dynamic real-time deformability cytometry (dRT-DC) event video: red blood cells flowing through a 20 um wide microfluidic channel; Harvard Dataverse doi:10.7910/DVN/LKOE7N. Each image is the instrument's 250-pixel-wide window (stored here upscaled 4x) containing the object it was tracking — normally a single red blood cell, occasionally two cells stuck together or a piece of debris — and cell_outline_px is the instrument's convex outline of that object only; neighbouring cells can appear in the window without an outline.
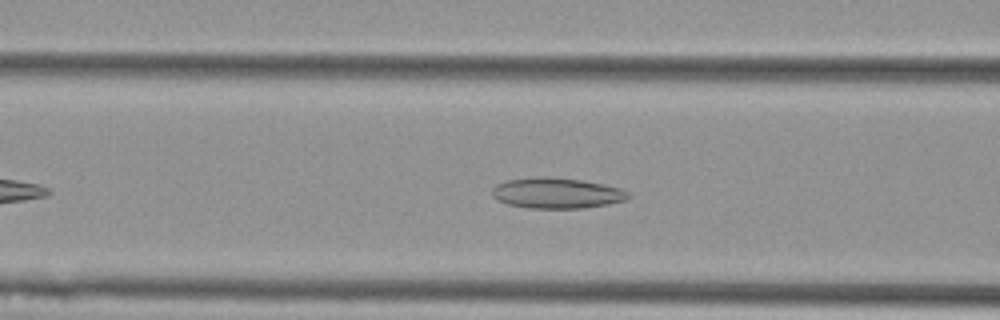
{"species": "Egyptian fruit bat (a non-hibernating species)", "species_latin": "Rousettus aegyptiacus", "temperature_condition": "cold", "stored_images_in_passage": 40, "camera_frame_rate_fps": 3000, "um_per_image_px": 0.085, "animal": {"sex": "female"}, "frame": {"image": 1, "passage_image": 6, "time_ms": 1.667, "image_size_px": [1000, 320], "cell_outline_px": [[632, 196], [624, 200], [608, 204], [584, 208], [528, 208], [508, 204], [496, 200], [492, 196], [492, 188], [496, 184], [508, 180], [540, 176], [544, 176], [580, 180], [604, 184], [620, 188], [628, 192]], "centroid_in_image_um": [47.3, 16.41], "position_along_channel_um": 119.3, "area_um2": 24.33}}
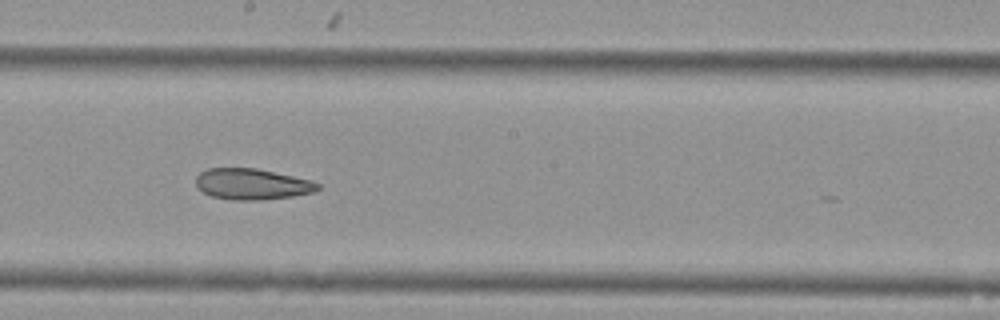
{"frame": {"image": 2, "passage_image": 15, "time_ms": 4.667, "image_size_px": [1000, 320], "cell_outline_px": [[320, 188], [312, 192], [292, 196], [260, 200], [232, 200], [212, 196], [204, 192], [196, 184], [196, 176], [200, 172], [208, 168], [256, 168], [292, 176], [308, 180], [320, 184]], "centroid_in_image_um": [21.39, 15.65], "position_along_channel_um": 226.8, "area_um2": 21.73}}
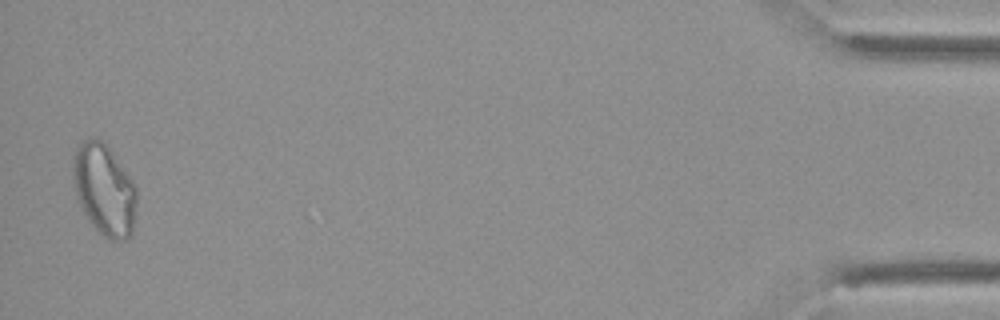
{"frame": {"image": 3, "passage_image": 39, "time_ms": 12.667, "image_size_px": [1000, 320], "cell_outline_px": [[136, 204], [132, 236], [124, 240], [108, 240], [92, 224], [84, 212], [80, 204], [76, 192], [72, 168], [76, 148], [84, 140], [92, 136], [96, 136], [108, 144], [136, 184]], "centroid_in_image_um": [8.9, 16.08], "position_along_channel_um": 426.3, "area_um2": 34.1}, "authors_computed_cell_mechanics": {"area_um2": 24.2182, "velocity_mm_per_s": 3.5983, "shape_relaxation_time_tau1_ms": null, "shape_relaxation_time_tau2_ms": 4.553, "deformation_change_tau1": null, "deformation_change_tau2": 0.1206}}